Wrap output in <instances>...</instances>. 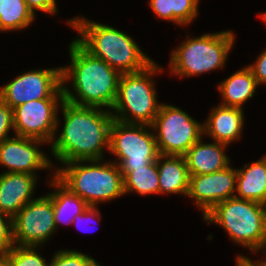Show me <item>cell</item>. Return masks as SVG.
<instances>
[{"label": "cell", "instance_id": "obj_7", "mask_svg": "<svg viewBox=\"0 0 266 266\" xmlns=\"http://www.w3.org/2000/svg\"><path fill=\"white\" fill-rule=\"evenodd\" d=\"M234 40L233 32L222 31L183 41L171 53V73L180 77H192L223 68Z\"/></svg>", "mask_w": 266, "mask_h": 266}, {"label": "cell", "instance_id": "obj_8", "mask_svg": "<svg viewBox=\"0 0 266 266\" xmlns=\"http://www.w3.org/2000/svg\"><path fill=\"white\" fill-rule=\"evenodd\" d=\"M151 125L113 120L110 128V152L119 162L123 177L132 171L157 161L159 156L155 134L147 131ZM146 129V130H145Z\"/></svg>", "mask_w": 266, "mask_h": 266}, {"label": "cell", "instance_id": "obj_17", "mask_svg": "<svg viewBox=\"0 0 266 266\" xmlns=\"http://www.w3.org/2000/svg\"><path fill=\"white\" fill-rule=\"evenodd\" d=\"M228 145L215 141L203 143L202 138L183 155L190 175L209 174L225 169L230 160L225 148Z\"/></svg>", "mask_w": 266, "mask_h": 266}, {"label": "cell", "instance_id": "obj_23", "mask_svg": "<svg viewBox=\"0 0 266 266\" xmlns=\"http://www.w3.org/2000/svg\"><path fill=\"white\" fill-rule=\"evenodd\" d=\"M35 19L25 0H2L0 12V31L27 28Z\"/></svg>", "mask_w": 266, "mask_h": 266}, {"label": "cell", "instance_id": "obj_31", "mask_svg": "<svg viewBox=\"0 0 266 266\" xmlns=\"http://www.w3.org/2000/svg\"><path fill=\"white\" fill-rule=\"evenodd\" d=\"M259 84H266V50H264L256 62L248 66Z\"/></svg>", "mask_w": 266, "mask_h": 266}, {"label": "cell", "instance_id": "obj_13", "mask_svg": "<svg viewBox=\"0 0 266 266\" xmlns=\"http://www.w3.org/2000/svg\"><path fill=\"white\" fill-rule=\"evenodd\" d=\"M237 169L230 165L220 171L190 175L187 197L203 210V217L223 200L235 197Z\"/></svg>", "mask_w": 266, "mask_h": 266}, {"label": "cell", "instance_id": "obj_28", "mask_svg": "<svg viewBox=\"0 0 266 266\" xmlns=\"http://www.w3.org/2000/svg\"><path fill=\"white\" fill-rule=\"evenodd\" d=\"M14 130L13 109L0 99V142L8 139L9 131Z\"/></svg>", "mask_w": 266, "mask_h": 266}, {"label": "cell", "instance_id": "obj_2", "mask_svg": "<svg viewBox=\"0 0 266 266\" xmlns=\"http://www.w3.org/2000/svg\"><path fill=\"white\" fill-rule=\"evenodd\" d=\"M71 66L61 67L64 100L76 106L112 109L121 73L86 51L76 40L69 47ZM72 80L74 94L65 86Z\"/></svg>", "mask_w": 266, "mask_h": 266}, {"label": "cell", "instance_id": "obj_21", "mask_svg": "<svg viewBox=\"0 0 266 266\" xmlns=\"http://www.w3.org/2000/svg\"><path fill=\"white\" fill-rule=\"evenodd\" d=\"M52 180L51 186H55L57 189L55 188L56 191L48 193V195L52 199L54 222L57 229L60 223H72L77 215L87 209L88 204L64 186L55 175Z\"/></svg>", "mask_w": 266, "mask_h": 266}, {"label": "cell", "instance_id": "obj_29", "mask_svg": "<svg viewBox=\"0 0 266 266\" xmlns=\"http://www.w3.org/2000/svg\"><path fill=\"white\" fill-rule=\"evenodd\" d=\"M150 7L161 19L173 22V10H171V0H149Z\"/></svg>", "mask_w": 266, "mask_h": 266}, {"label": "cell", "instance_id": "obj_12", "mask_svg": "<svg viewBox=\"0 0 266 266\" xmlns=\"http://www.w3.org/2000/svg\"><path fill=\"white\" fill-rule=\"evenodd\" d=\"M63 101L64 99H40L15 107V134L51 143L58 129V106H61Z\"/></svg>", "mask_w": 266, "mask_h": 266}, {"label": "cell", "instance_id": "obj_26", "mask_svg": "<svg viewBox=\"0 0 266 266\" xmlns=\"http://www.w3.org/2000/svg\"><path fill=\"white\" fill-rule=\"evenodd\" d=\"M199 0H171L173 10V23L187 25L191 23L198 14Z\"/></svg>", "mask_w": 266, "mask_h": 266}, {"label": "cell", "instance_id": "obj_6", "mask_svg": "<svg viewBox=\"0 0 266 266\" xmlns=\"http://www.w3.org/2000/svg\"><path fill=\"white\" fill-rule=\"evenodd\" d=\"M159 71L162 69L153 61L142 71L121 74L117 97L112 107L116 112L112 113L114 119L124 123H154L161 103L158 104L156 99L155 84L151 76Z\"/></svg>", "mask_w": 266, "mask_h": 266}, {"label": "cell", "instance_id": "obj_34", "mask_svg": "<svg viewBox=\"0 0 266 266\" xmlns=\"http://www.w3.org/2000/svg\"><path fill=\"white\" fill-rule=\"evenodd\" d=\"M0 266H11L9 258L5 254H0Z\"/></svg>", "mask_w": 266, "mask_h": 266}, {"label": "cell", "instance_id": "obj_16", "mask_svg": "<svg viewBox=\"0 0 266 266\" xmlns=\"http://www.w3.org/2000/svg\"><path fill=\"white\" fill-rule=\"evenodd\" d=\"M243 126L242 109L219 105L211 111L203 129L214 141L228 145L241 138Z\"/></svg>", "mask_w": 266, "mask_h": 266}, {"label": "cell", "instance_id": "obj_9", "mask_svg": "<svg viewBox=\"0 0 266 266\" xmlns=\"http://www.w3.org/2000/svg\"><path fill=\"white\" fill-rule=\"evenodd\" d=\"M149 129L157 131L159 154L184 155L204 135L203 124L176 106L162 104Z\"/></svg>", "mask_w": 266, "mask_h": 266}, {"label": "cell", "instance_id": "obj_11", "mask_svg": "<svg viewBox=\"0 0 266 266\" xmlns=\"http://www.w3.org/2000/svg\"><path fill=\"white\" fill-rule=\"evenodd\" d=\"M12 226L14 244L38 247L45 243L56 231L51 197L31 200L12 218Z\"/></svg>", "mask_w": 266, "mask_h": 266}, {"label": "cell", "instance_id": "obj_24", "mask_svg": "<svg viewBox=\"0 0 266 266\" xmlns=\"http://www.w3.org/2000/svg\"><path fill=\"white\" fill-rule=\"evenodd\" d=\"M5 255L11 266H49L35 246H13Z\"/></svg>", "mask_w": 266, "mask_h": 266}, {"label": "cell", "instance_id": "obj_15", "mask_svg": "<svg viewBox=\"0 0 266 266\" xmlns=\"http://www.w3.org/2000/svg\"><path fill=\"white\" fill-rule=\"evenodd\" d=\"M36 174L3 172L0 175V212L12 218L31 200Z\"/></svg>", "mask_w": 266, "mask_h": 266}, {"label": "cell", "instance_id": "obj_14", "mask_svg": "<svg viewBox=\"0 0 266 266\" xmlns=\"http://www.w3.org/2000/svg\"><path fill=\"white\" fill-rule=\"evenodd\" d=\"M44 141L23 136L10 137L0 142V164L6 172L36 174L41 169H51L52 162L38 149Z\"/></svg>", "mask_w": 266, "mask_h": 266}, {"label": "cell", "instance_id": "obj_32", "mask_svg": "<svg viewBox=\"0 0 266 266\" xmlns=\"http://www.w3.org/2000/svg\"><path fill=\"white\" fill-rule=\"evenodd\" d=\"M99 215H100V212H99V209L98 208H96L94 206H88L87 209L83 213L77 215L74 218V220L72 221V223H75V225L78 228H80V225H81L80 222H85V221L90 220V219L91 220L97 219V221H100L101 218L98 217Z\"/></svg>", "mask_w": 266, "mask_h": 266}, {"label": "cell", "instance_id": "obj_36", "mask_svg": "<svg viewBox=\"0 0 266 266\" xmlns=\"http://www.w3.org/2000/svg\"><path fill=\"white\" fill-rule=\"evenodd\" d=\"M1 5H2V0H0V12H1Z\"/></svg>", "mask_w": 266, "mask_h": 266}, {"label": "cell", "instance_id": "obj_33", "mask_svg": "<svg viewBox=\"0 0 266 266\" xmlns=\"http://www.w3.org/2000/svg\"><path fill=\"white\" fill-rule=\"evenodd\" d=\"M236 266H266V257L265 260L254 263L248 257L237 256Z\"/></svg>", "mask_w": 266, "mask_h": 266}, {"label": "cell", "instance_id": "obj_1", "mask_svg": "<svg viewBox=\"0 0 266 266\" xmlns=\"http://www.w3.org/2000/svg\"><path fill=\"white\" fill-rule=\"evenodd\" d=\"M64 118L62 133L51 142L53 156L64 163L104 159L103 148L110 150L112 112L100 107L61 103Z\"/></svg>", "mask_w": 266, "mask_h": 266}, {"label": "cell", "instance_id": "obj_35", "mask_svg": "<svg viewBox=\"0 0 266 266\" xmlns=\"http://www.w3.org/2000/svg\"><path fill=\"white\" fill-rule=\"evenodd\" d=\"M264 22L266 23V12L265 13H262L261 16H260Z\"/></svg>", "mask_w": 266, "mask_h": 266}, {"label": "cell", "instance_id": "obj_4", "mask_svg": "<svg viewBox=\"0 0 266 266\" xmlns=\"http://www.w3.org/2000/svg\"><path fill=\"white\" fill-rule=\"evenodd\" d=\"M87 162H90V165ZM101 162H103L102 159L64 163L65 168H59L54 174L64 186L82 198L88 206L97 207L98 202H106L125 194L123 175L119 165L111 161Z\"/></svg>", "mask_w": 266, "mask_h": 266}, {"label": "cell", "instance_id": "obj_18", "mask_svg": "<svg viewBox=\"0 0 266 266\" xmlns=\"http://www.w3.org/2000/svg\"><path fill=\"white\" fill-rule=\"evenodd\" d=\"M157 167L159 173V194L174 193L187 196L190 174L183 155L159 154Z\"/></svg>", "mask_w": 266, "mask_h": 266}, {"label": "cell", "instance_id": "obj_27", "mask_svg": "<svg viewBox=\"0 0 266 266\" xmlns=\"http://www.w3.org/2000/svg\"><path fill=\"white\" fill-rule=\"evenodd\" d=\"M14 245L12 217L0 212V253L5 254Z\"/></svg>", "mask_w": 266, "mask_h": 266}, {"label": "cell", "instance_id": "obj_30", "mask_svg": "<svg viewBox=\"0 0 266 266\" xmlns=\"http://www.w3.org/2000/svg\"><path fill=\"white\" fill-rule=\"evenodd\" d=\"M27 7L35 16V9L49 14L57 13L56 0H25Z\"/></svg>", "mask_w": 266, "mask_h": 266}, {"label": "cell", "instance_id": "obj_25", "mask_svg": "<svg viewBox=\"0 0 266 266\" xmlns=\"http://www.w3.org/2000/svg\"><path fill=\"white\" fill-rule=\"evenodd\" d=\"M49 266H101L87 254L73 250H61L55 253Z\"/></svg>", "mask_w": 266, "mask_h": 266}, {"label": "cell", "instance_id": "obj_10", "mask_svg": "<svg viewBox=\"0 0 266 266\" xmlns=\"http://www.w3.org/2000/svg\"><path fill=\"white\" fill-rule=\"evenodd\" d=\"M0 99L11 109L32 100L64 99L61 67L20 74L0 88Z\"/></svg>", "mask_w": 266, "mask_h": 266}, {"label": "cell", "instance_id": "obj_5", "mask_svg": "<svg viewBox=\"0 0 266 266\" xmlns=\"http://www.w3.org/2000/svg\"><path fill=\"white\" fill-rule=\"evenodd\" d=\"M203 218L223 227L233 242L251 252H266V205L232 197L217 204Z\"/></svg>", "mask_w": 266, "mask_h": 266}, {"label": "cell", "instance_id": "obj_19", "mask_svg": "<svg viewBox=\"0 0 266 266\" xmlns=\"http://www.w3.org/2000/svg\"><path fill=\"white\" fill-rule=\"evenodd\" d=\"M236 185V198L266 205V156L237 169Z\"/></svg>", "mask_w": 266, "mask_h": 266}, {"label": "cell", "instance_id": "obj_3", "mask_svg": "<svg viewBox=\"0 0 266 266\" xmlns=\"http://www.w3.org/2000/svg\"><path fill=\"white\" fill-rule=\"evenodd\" d=\"M78 33L75 40L90 54L123 73L144 70L153 60L124 32L81 17L67 21Z\"/></svg>", "mask_w": 266, "mask_h": 266}, {"label": "cell", "instance_id": "obj_20", "mask_svg": "<svg viewBox=\"0 0 266 266\" xmlns=\"http://www.w3.org/2000/svg\"><path fill=\"white\" fill-rule=\"evenodd\" d=\"M256 87L257 80L248 66L238 70L219 83L218 90L223 99L220 105L242 109V104L253 97Z\"/></svg>", "mask_w": 266, "mask_h": 266}, {"label": "cell", "instance_id": "obj_22", "mask_svg": "<svg viewBox=\"0 0 266 266\" xmlns=\"http://www.w3.org/2000/svg\"><path fill=\"white\" fill-rule=\"evenodd\" d=\"M124 193L137 192L140 195L159 194V173L157 161L140 168H132L124 177Z\"/></svg>", "mask_w": 266, "mask_h": 266}]
</instances>
